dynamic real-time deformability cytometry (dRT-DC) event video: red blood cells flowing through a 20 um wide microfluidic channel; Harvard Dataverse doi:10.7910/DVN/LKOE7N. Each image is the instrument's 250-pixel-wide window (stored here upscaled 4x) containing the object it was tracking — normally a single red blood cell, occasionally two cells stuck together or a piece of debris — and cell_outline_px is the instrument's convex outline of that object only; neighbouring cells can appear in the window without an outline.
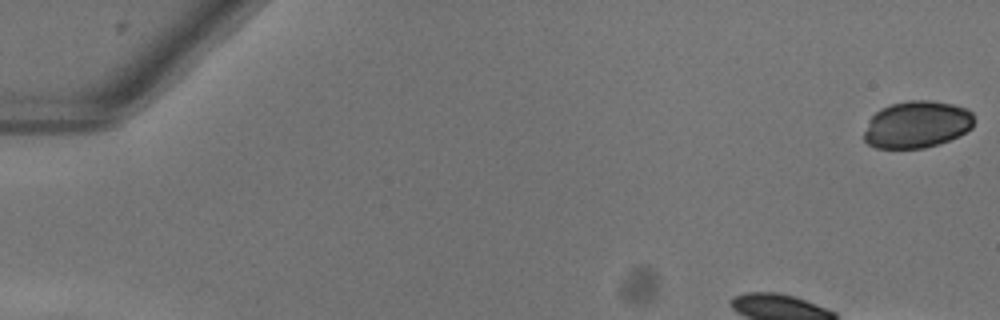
{"species": "common noctule bat (a hibernating species)", "species_latin": "Nyctalus noctula", "temperature_condition": "warm", "stored_images_in_passage": 42, "camera_frame_rate_fps": 3000, "um_per_image_px": 0.085, "animal": {"sex": "female"}, "frame": {"image": 1, "passage_image": 1, "time_ms": 0.0, "image_size_px": [1000, 320], "cell_outline_px": [[972, 128], [948, 140], [924, 148], [876, 148], [868, 144], [864, 140], [864, 132], [872, 116], [880, 108], [892, 104], [908, 100], [932, 100], [956, 104], [968, 108], [972, 112]], "centroid_in_image_um": [77.93, 10.56], "position_along_channel_um": 7.1, "area_um2": 30.06}}
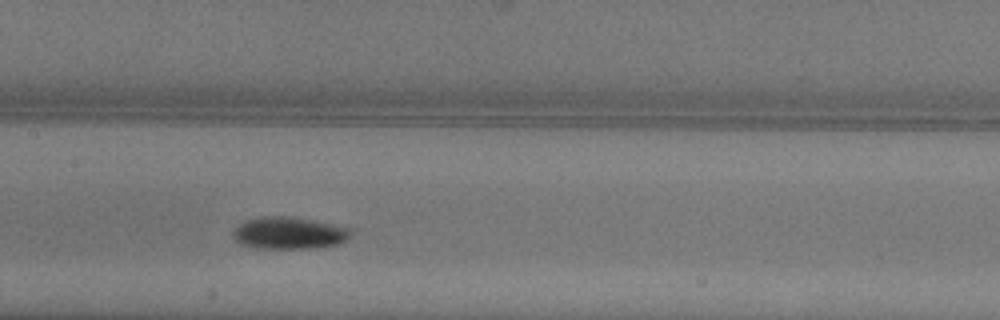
{"frame": {"image": 2, "passage_image": 22, "time_ms": 7.0, "image_size_px": [1000, 320], "cell_outline_px": [[352, 236], [348, 240], [340, 244], [320, 248], [256, 248], [240, 244], [232, 236], [232, 232], [244, 220], [264, 216], [292, 216], [352, 228]], "centroid_in_image_um": [24.61, 19.81], "position_along_channel_um": 182.8, "area_um2": 22.37}}
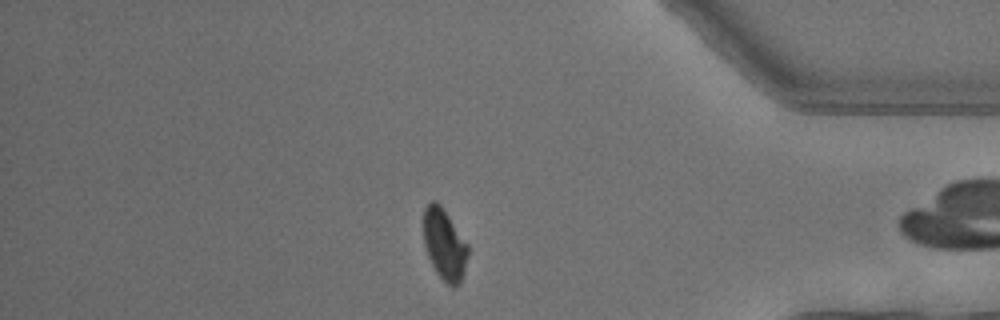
{"frame": {"image": 3, "passage_image": 40, "time_ms": 13.0, "image_size_px": [1000, 320], "cell_outline_px": [[468, 256], [464, 276], [460, 284], [452, 288], [436, 272], [428, 256], [424, 244], [424, 208], [432, 200], [436, 200], [440, 204], [468, 244]], "centroid_in_image_um": [37.8, 20.8], "position_along_channel_um": 397.4, "area_um2": 18.44}}